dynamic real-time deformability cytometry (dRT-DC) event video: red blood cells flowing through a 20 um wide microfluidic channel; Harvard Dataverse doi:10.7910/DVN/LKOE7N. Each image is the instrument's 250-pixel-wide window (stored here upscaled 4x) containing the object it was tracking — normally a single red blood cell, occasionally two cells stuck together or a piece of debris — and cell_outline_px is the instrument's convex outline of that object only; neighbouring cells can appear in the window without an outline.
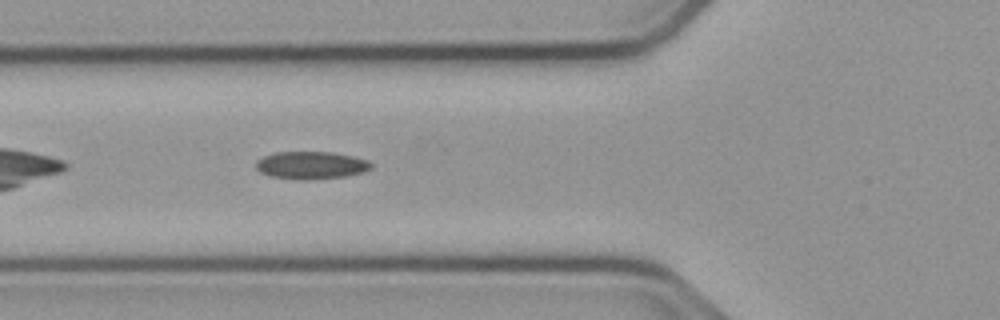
{"species": "common noctule bat (a hibernating species)", "species_latin": "Nyctalus noctula", "temperature_condition": "cold", "stored_images_in_passage": 34, "camera_frame_rate_fps": 3000, "um_per_image_px": 0.085, "animal": {"sex": "male", "body_mass_g": 23.1, "forearm_length_mm": 52.7}, "frame": {"image": 1, "passage_image": 5, "time_ms": 1.333, "image_size_px": [1000, 320], "cell_outline_px": [[372, 168], [364, 172], [344, 176], [312, 180], [296, 180], [272, 176], [260, 172], [256, 168], [256, 160], [264, 156], [276, 152], [332, 152], [352, 156], [368, 160], [372, 164]], "centroid_in_image_um": [26.45, 14.05], "position_along_channel_um": 99.4, "area_um2": 18.61}}
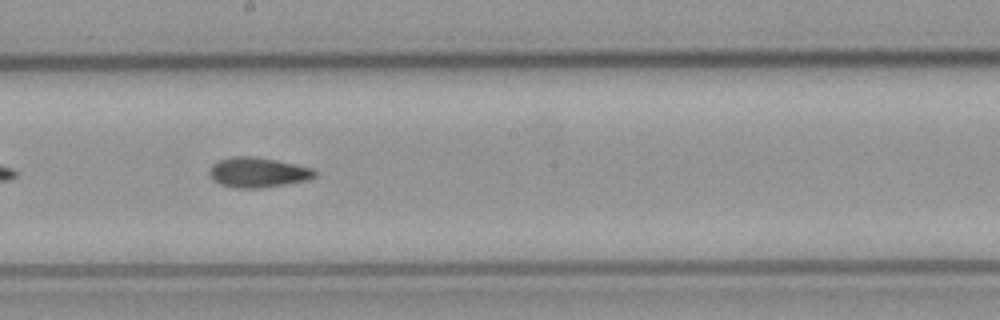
{"frame": {"image": 2, "passage_image": 15, "time_ms": 4.667, "image_size_px": [1000, 320], "cell_outline_px": [[316, 176], [308, 180], [264, 188], [236, 188], [220, 184], [212, 180], [208, 172], [212, 164], [220, 160], [232, 156], [252, 156], [276, 160], [312, 168], [316, 172]], "centroid_in_image_um": [21.9, 14.66], "position_along_channel_um": 226.3, "area_um2": 18.5}}
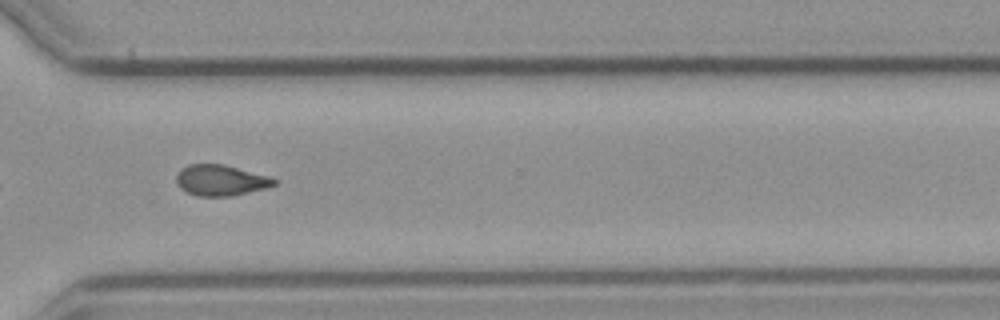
{"frame": {"image": 3, "passage_image": 25, "time_ms": 8.0, "image_size_px": [1000, 320], "cell_outline_px": [[280, 180], [276, 184], [264, 188], [232, 196], [196, 196], [180, 188], [176, 180], [176, 176], [188, 164], [224, 164], [268, 176]], "centroid_in_image_um": [18.78, 15.32], "position_along_channel_um": 351.8, "area_um2": 17.4}}